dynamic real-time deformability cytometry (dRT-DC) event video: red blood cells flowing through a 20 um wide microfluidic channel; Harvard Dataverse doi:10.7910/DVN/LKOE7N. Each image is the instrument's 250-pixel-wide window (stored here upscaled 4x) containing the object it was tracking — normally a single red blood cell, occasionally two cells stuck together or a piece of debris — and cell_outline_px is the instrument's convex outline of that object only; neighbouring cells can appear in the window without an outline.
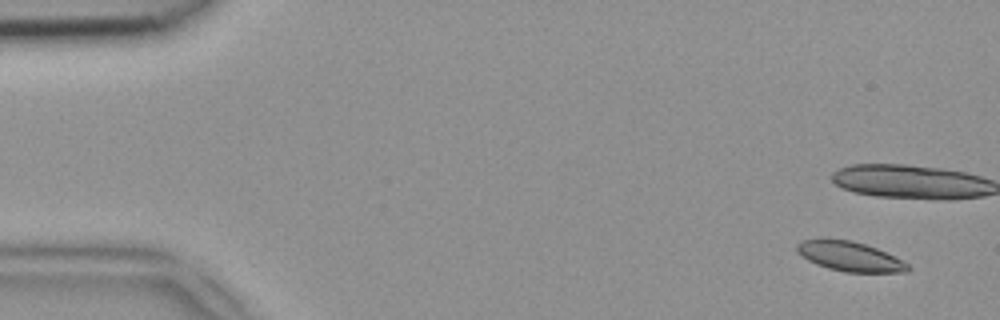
{"species": "common noctule bat (a hibernating species)", "species_latin": "Nyctalus noctula", "temperature_condition": "room temperature", "stored_images_in_passage": 13, "camera_frame_rate_fps": 3000, "um_per_image_px": 0.085, "animal": {"sex": "female", "body_mass_g": 18.4}, "frame": {"image": 1, "passage_image": 3, "time_ms": 0.667, "image_size_px": [1000, 320], "cell_outline_px": [[912, 268], [908, 272], [844, 272], [828, 268], [816, 264], [800, 256], [796, 252], [796, 244], [804, 240], [820, 236], [848, 240], [864, 244], [876, 248], [908, 264]], "centroid_in_image_um": [72.14, 21.77], "position_along_channel_um": 12.9, "area_um2": 19.42}}